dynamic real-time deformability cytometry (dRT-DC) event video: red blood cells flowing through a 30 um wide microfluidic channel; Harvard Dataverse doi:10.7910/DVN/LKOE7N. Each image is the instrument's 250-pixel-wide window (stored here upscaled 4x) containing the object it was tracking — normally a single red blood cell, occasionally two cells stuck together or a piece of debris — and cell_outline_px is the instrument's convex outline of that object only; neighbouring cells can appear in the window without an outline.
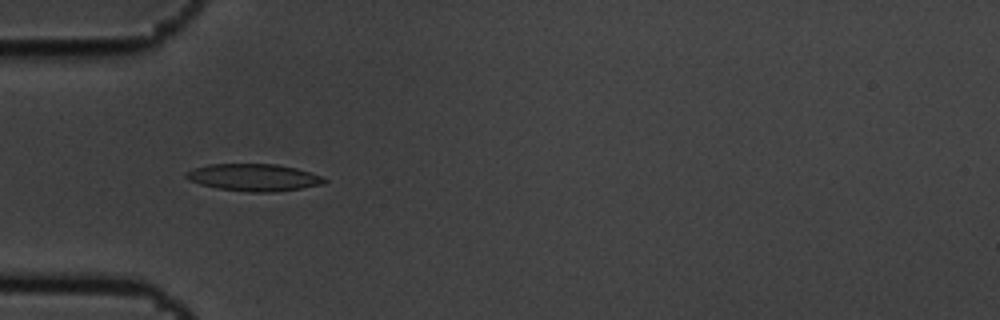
{"species": "common noctule bat (a hibernating species)", "species_latin": "Nyctalus noctula", "temperature_condition": "cold", "stored_images_in_passage": 5, "camera_frame_rate_fps": 3000, "um_per_image_px": 0.085, "animal": {"sex": "male", "body_mass_g": 19.5, "forearm_length_mm": 54.6}, "frame": {"image": 1, "passage_image": 4, "time_ms": 1.0, "image_size_px": [1000, 320], "cell_outline_px": [[328, 180], [324, 184], [300, 188], [272, 192], [248, 192], [216, 188], [200, 184], [188, 180], [184, 176], [184, 172], [192, 168], [208, 164], [276, 164], [296, 168], [320, 176]], "centroid_in_image_um": [21.5, 15.08], "position_along_channel_um": 63.5, "area_um2": 21.91}}
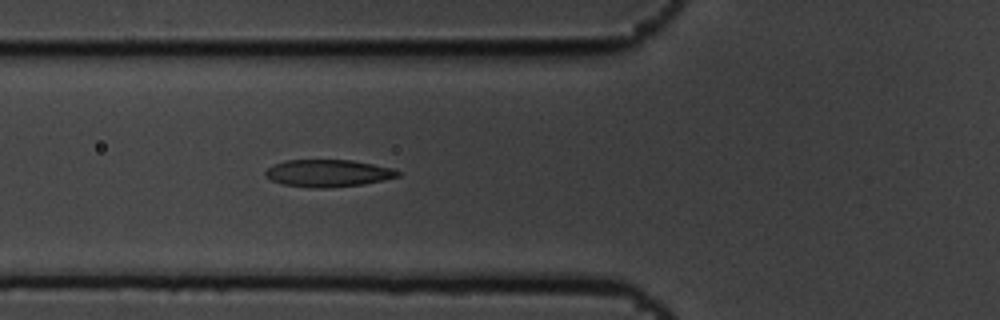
{"frame": {"image": 2, "passage_image": 5, "time_ms": 1.333, "image_size_px": [1000, 320], "cell_outline_px": [[404, 172], [400, 176], [384, 180], [364, 184], [328, 188], [312, 188], [284, 184], [272, 180], [264, 176], [264, 172], [268, 168], [284, 160], [352, 160], [392, 168]], "centroid_in_image_um": [27.92, 14.72], "position_along_channel_um": 97.9, "area_um2": 21.1}}